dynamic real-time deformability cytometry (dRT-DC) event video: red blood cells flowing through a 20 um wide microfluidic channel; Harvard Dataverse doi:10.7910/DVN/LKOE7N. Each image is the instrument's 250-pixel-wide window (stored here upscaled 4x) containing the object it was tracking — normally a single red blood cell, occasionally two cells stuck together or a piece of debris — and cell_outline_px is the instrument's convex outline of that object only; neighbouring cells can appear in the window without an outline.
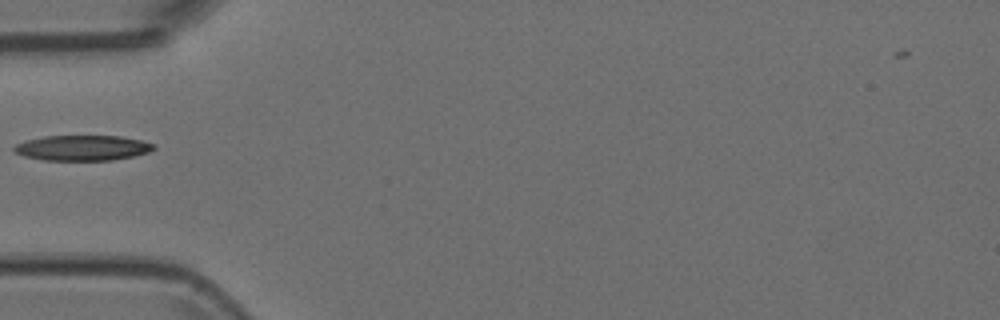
{"species": "Egyptian fruit bat (a non-hibernating species)", "species_latin": "Rousettus aegyptiacus", "temperature_condition": "room temperature", "stored_images_in_passage": 28, "camera_frame_rate_fps": 3000, "um_per_image_px": 0.085, "animal": {"sex": "female"}, "frame": {"image": 1, "passage_image": 1, "time_ms": 0.0, "image_size_px": [1000, 320], "cell_outline_px": [[156, 148], [148, 152], [132, 156], [112, 160], [44, 160], [24, 156], [16, 152], [12, 148], [16, 144], [28, 140], [44, 136], [120, 136], [140, 140], [156, 144]], "centroid_in_image_um": [7.03, 12.57], "position_along_channel_um": 78.0, "area_um2": 20.46}}
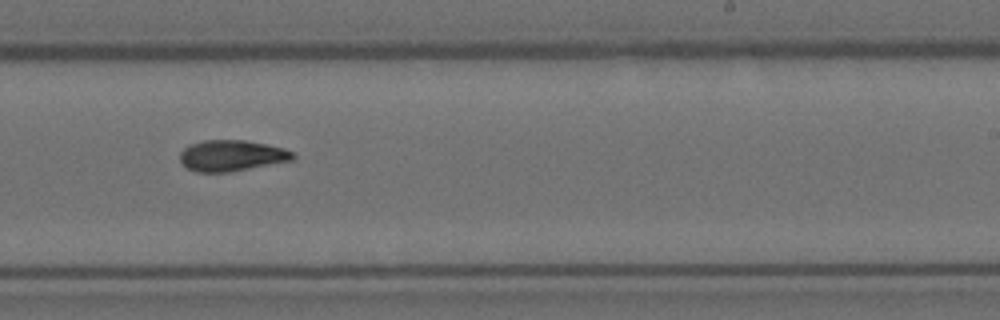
{"frame": {"image": 2, "passage_image": 16, "time_ms": 5.0, "image_size_px": [1000, 320], "cell_outline_px": [[296, 156], [292, 160], [228, 172], [196, 172], [188, 168], [180, 160], [180, 152], [184, 148], [192, 144], [204, 140], [244, 140], [284, 148], [292, 152]], "centroid_in_image_um": [19.68, 13.22], "position_along_channel_um": 269.3, "area_um2": 20.11}}
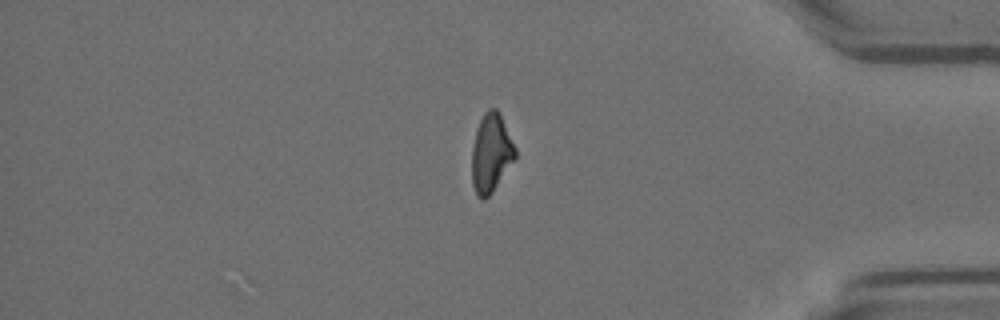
{"frame": {"image": 3, "passage_image": 28, "time_ms": 9.0, "image_size_px": [1000, 320], "cell_outline_px": [[516, 156], [492, 192], [484, 200], [480, 200], [476, 196], [472, 184], [472, 144], [476, 128], [484, 112], [488, 108], [496, 108], [500, 112], [516, 148]], "centroid_in_image_um": [41.72, 12.99], "position_along_channel_um": 393.5, "area_um2": 20.0}}